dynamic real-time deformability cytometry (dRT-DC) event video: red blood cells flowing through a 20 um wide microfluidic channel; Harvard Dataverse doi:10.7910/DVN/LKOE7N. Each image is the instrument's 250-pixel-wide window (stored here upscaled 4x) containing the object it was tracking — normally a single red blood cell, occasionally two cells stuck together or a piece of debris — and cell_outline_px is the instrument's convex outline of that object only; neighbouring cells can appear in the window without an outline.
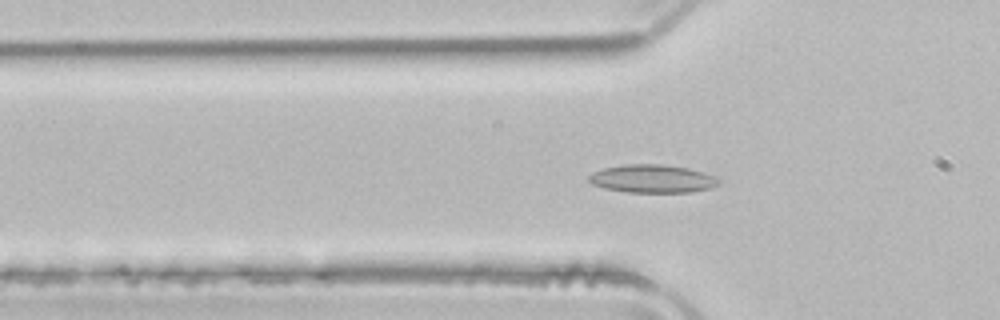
{"species": "common noctule bat (a hibernating species)", "species_latin": "Nyctalus noctula", "temperature_condition": "room temperature", "stored_images_in_passage": 52, "camera_frame_rate_fps": 3000, "um_per_image_px": 0.085, "animal": {"sex": "male", "body_mass_g": 21.5, "forearm_length_mm": 52.0}, "frame": {"image": 1, "passage_image": 16, "time_ms": 5.0, "image_size_px": [1000, 320], "cell_outline_px": [[720, 184], [712, 188], [692, 192], [628, 192], [604, 188], [592, 184], [588, 180], [588, 176], [592, 172], [604, 168], [624, 164], [664, 164], [688, 168], [712, 176], [720, 180]], "centroid_in_image_um": [55.43, 15.19], "position_along_channel_um": 70.4, "area_um2": 21.27}}
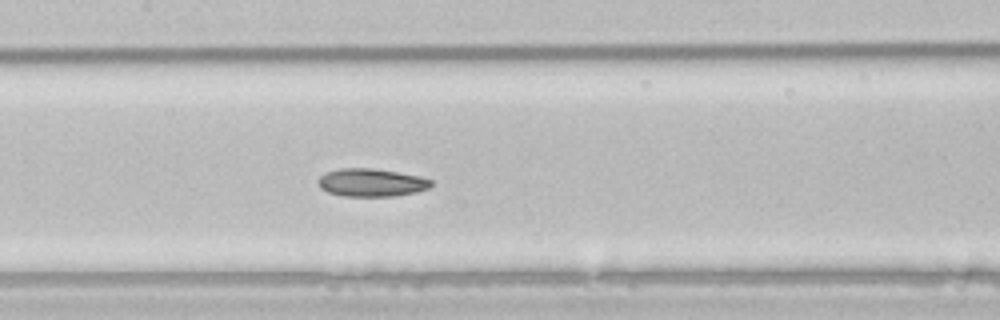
{"frame": {"image": 2, "passage_image": 24, "time_ms": 7.667, "image_size_px": [1000, 320], "cell_outline_px": [[432, 184], [428, 188], [416, 192], [396, 196], [344, 196], [328, 192], [320, 188], [316, 180], [324, 172], [340, 168], [372, 168], [420, 176], [432, 180]], "centroid_in_image_um": [31.53, 15.51], "position_along_channel_um": 175.9, "area_um2": 18.5}}
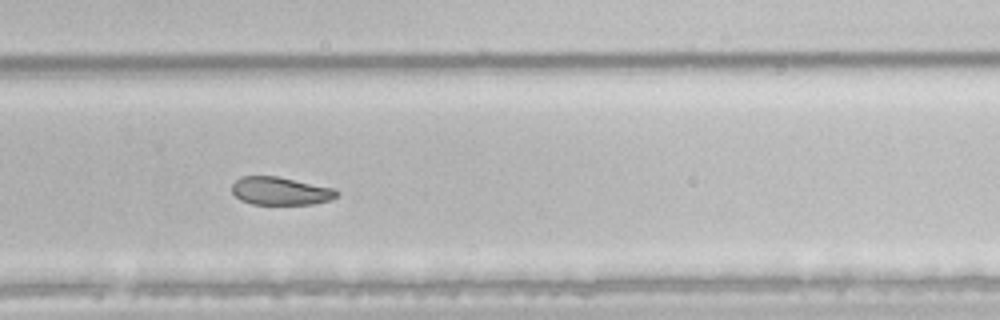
{"frame": {"image": 3, "passage_image": 34, "time_ms": 11.0, "image_size_px": [1000, 320], "cell_outline_px": [[340, 192], [336, 196], [328, 200], [312, 204], [252, 204], [240, 200], [232, 192], [232, 184], [240, 176], [276, 176], [332, 188]], "centroid_in_image_um": [23.79, 16.23], "position_along_channel_um": 306.0, "area_um2": 16.88}, "authors_computed_cell_mechanics": {"area_um2": 20.519, "velocity_mm_per_s": 3.9287, "shape_relaxation_time_tau1_ms": null, "shape_relaxation_time_tau2_ms": 1.7057, "deformation_change_tau1": null, "deformation_change_tau2": 0.0597}}